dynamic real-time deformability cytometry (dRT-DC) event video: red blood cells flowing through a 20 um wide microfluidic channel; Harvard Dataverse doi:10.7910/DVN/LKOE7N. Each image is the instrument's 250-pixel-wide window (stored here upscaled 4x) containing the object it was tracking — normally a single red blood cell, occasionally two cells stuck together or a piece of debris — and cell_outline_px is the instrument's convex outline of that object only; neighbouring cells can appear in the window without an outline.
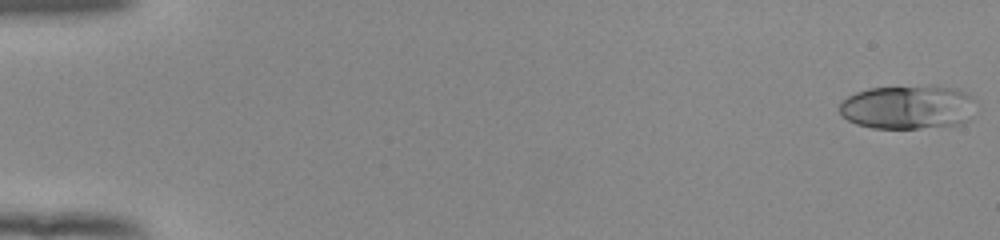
{"species": "human", "species_latin": "Homo sapiens", "temperature_condition": "room temperature", "stored_images_in_passage": 53, "camera_frame_rate_fps": 3000, "um_per_image_px": 0.085, "donor": {"sex": "female"}, "frame": {"image": 1, "passage_image": 1, "time_ms": 0.0, "image_size_px": [1000, 240], "cell_outline_px": [[976, 100], [968, 120], [964, 124], [920, 128], [872, 128], [856, 124], [848, 120], [840, 112], [840, 104], [848, 96], [856, 92], [868, 88], [932, 84], [956, 88], [972, 96]], "centroid_in_image_um": [77.21, 9.08], "position_along_channel_um": 7.8, "area_um2": 35.49}}
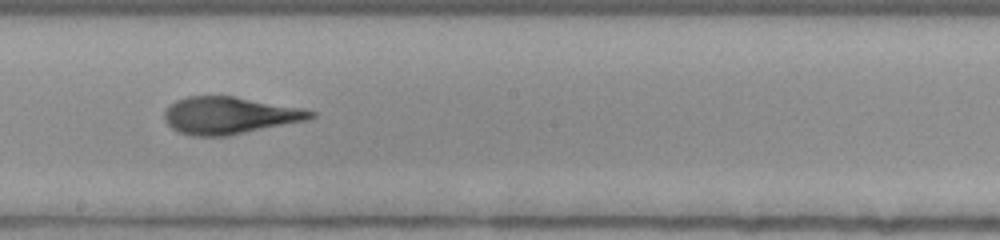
{"frame": {"image": 2, "passage_image": 31, "time_ms": 10.0, "image_size_px": [1000, 240], "cell_outline_px": [[316, 116], [308, 120], [228, 136], [192, 136], [176, 132], [164, 120], [164, 112], [176, 100], [188, 96], [236, 96], [300, 108], [316, 112]], "centroid_in_image_um": [19.5, 9.82], "position_along_channel_um": 228.7, "area_um2": 31.73}}
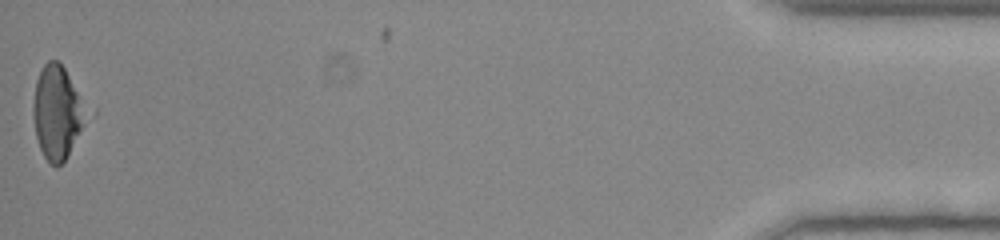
{"frame": {"image": 3, "passage_image": 53, "time_ms": 17.333, "image_size_px": [1000, 240], "cell_outline_px": [[88, 116], [84, 124], [64, 160], [60, 164], [52, 164], [44, 156], [40, 148], [36, 136], [32, 112], [32, 108], [36, 80], [44, 64], [48, 60], [56, 60], [64, 68]], "centroid_in_image_um": [4.8, 9.55], "position_along_channel_um": 430.4, "area_um2": 27.69}, "authors_computed_cell_mechanics": {"area_um2": 31.7322, "velocity_mm_per_s": 3.9511, "shape_relaxation_time_tau1_ms": 5.3452, "shape_relaxation_time_tau2_ms": 1.1986, "deformation_change_tau1": 0.2103, "deformation_change_tau2": 0.0819}}